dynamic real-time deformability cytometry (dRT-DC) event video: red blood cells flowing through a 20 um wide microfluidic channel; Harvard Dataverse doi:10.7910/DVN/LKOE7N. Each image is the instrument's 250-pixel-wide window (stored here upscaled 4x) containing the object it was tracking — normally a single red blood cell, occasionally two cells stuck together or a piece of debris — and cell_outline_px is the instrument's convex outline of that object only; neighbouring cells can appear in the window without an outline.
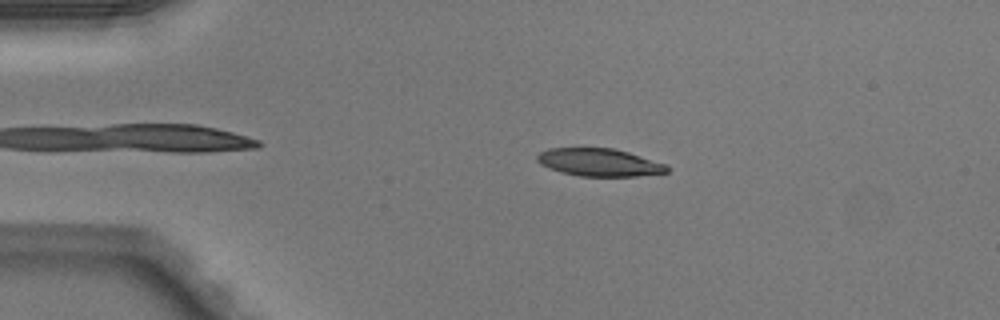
{"species": "Egyptian fruit bat (a non-hibernating species)", "species_latin": "Rousettus aegyptiacus", "temperature_condition": "warm", "stored_images_in_passage": 43, "camera_frame_rate_fps": 3000, "um_per_image_px": 0.085, "animal": {"sex": "male"}, "frame": {"image": 1, "passage_image": 10, "time_ms": 3.0, "image_size_px": [1000, 320], "cell_outline_px": [[668, 172], [636, 176], [580, 176], [560, 172], [548, 168], [540, 164], [536, 160], [536, 156], [540, 152], [548, 148], [612, 148], [628, 152], [668, 164]], "centroid_in_image_um": [50.92, 13.8], "position_along_channel_um": 34.1, "area_um2": 21.04}}
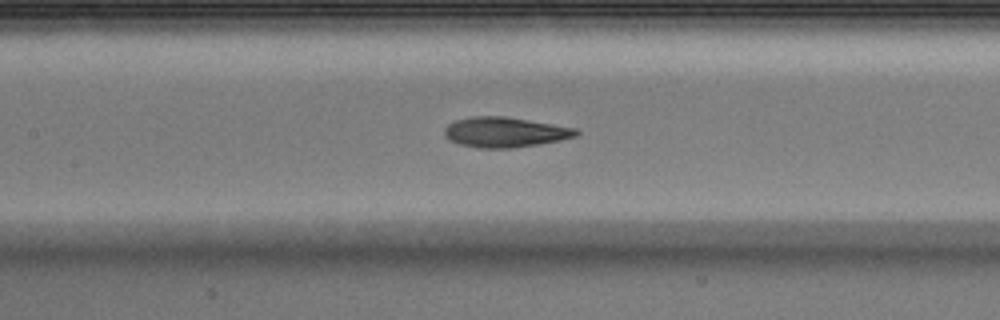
{"frame": {"image": 2, "passage_image": 23, "time_ms": 7.333, "image_size_px": [1000, 320], "cell_outline_px": [[580, 132], [576, 136], [560, 140], [540, 144], [512, 148], [480, 148], [460, 144], [448, 140], [444, 136], [444, 128], [448, 124], [456, 120], [472, 116], [504, 116], [576, 128]], "centroid_in_image_um": [42.89, 11.24], "position_along_channel_um": 164.5, "area_um2": 23.12}}
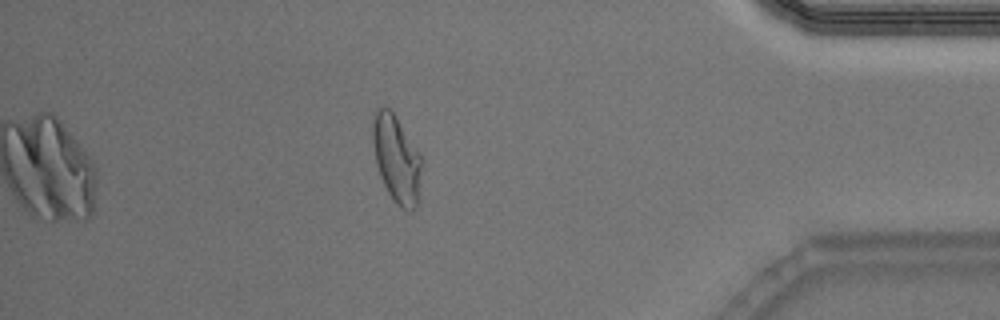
{"frame": {"image": 3, "passage_image": 43, "time_ms": 14.0, "image_size_px": [1000, 320], "cell_outline_px": [[420, 168], [416, 208], [412, 212], [408, 212], [396, 204], [388, 192], [380, 176], [376, 164], [372, 140], [372, 124], [376, 108], [380, 104], [384, 104], [392, 112], [420, 156]], "centroid_in_image_um": [33.64, 13.5], "position_along_channel_um": 401.6, "area_um2": 24.28}, "authors_computed_cell_mechanics": {"area_um2": 22.7154, "velocity_mm_per_s": 4.0979, "shape_relaxation_time_tau1_ms": 3.8017, "shape_relaxation_time_tau2_ms": 1.7645, "deformation_change_tau1": 0.1662, "deformation_change_tau2": 0.0941}}